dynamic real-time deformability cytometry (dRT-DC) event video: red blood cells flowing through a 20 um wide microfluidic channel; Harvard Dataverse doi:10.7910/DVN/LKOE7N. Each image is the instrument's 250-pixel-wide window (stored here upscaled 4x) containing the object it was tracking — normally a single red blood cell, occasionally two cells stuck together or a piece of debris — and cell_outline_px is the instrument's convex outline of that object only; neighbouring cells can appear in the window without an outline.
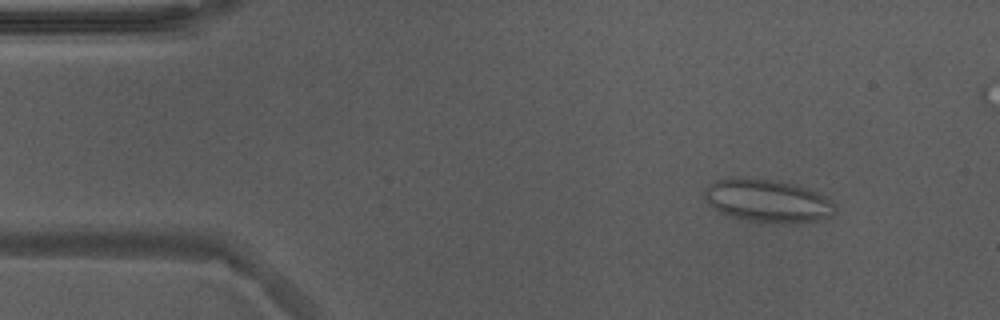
{"species": "Egyptian fruit bat (a non-hibernating species)", "species_latin": "Rousettus aegyptiacus", "temperature_condition": "warm", "stored_images_in_passage": 11, "camera_frame_rate_fps": 3000, "um_per_image_px": 0.085, "animal": {"sex": "male"}, "frame": {"image": 1, "passage_image": 5, "time_ms": 1.333, "image_size_px": [1000, 320], "cell_outline_px": [[836, 212], [832, 216], [824, 220], [788, 224], [748, 220], [724, 216], [712, 208], [704, 200], [704, 188], [708, 184], [716, 180], [728, 176], [740, 176], [772, 180], [792, 184], [808, 188], [828, 196], [836, 204]], "centroid_in_image_um": [65.23, 17.07], "position_along_channel_um": 19.8, "area_um2": 33.81}}